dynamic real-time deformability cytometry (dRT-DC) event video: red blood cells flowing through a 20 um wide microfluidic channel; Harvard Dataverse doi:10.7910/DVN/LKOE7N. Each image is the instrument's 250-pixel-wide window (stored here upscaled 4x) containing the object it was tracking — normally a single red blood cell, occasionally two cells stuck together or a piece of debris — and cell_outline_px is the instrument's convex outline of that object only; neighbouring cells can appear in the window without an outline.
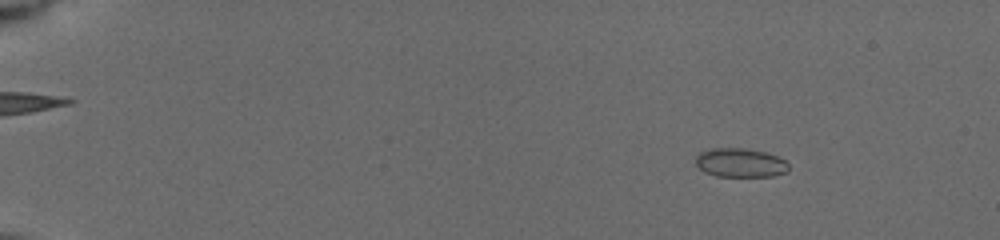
{"species": "common noctule bat (a hibernating species)", "species_latin": "Nyctalus noctula", "temperature_condition": "cold", "stored_images_in_passage": 40, "camera_frame_rate_fps": 3000, "um_per_image_px": 0.085, "animal": {"sex": "female", "body_mass_g": 19.5, "forearm_length_mm": 54.1}, "frame": {"image": 1, "passage_image": 8, "time_ms": 2.667, "image_size_px": [1000, 240], "cell_outline_px": [[788, 172], [772, 176], [716, 176], [704, 172], [696, 164], [696, 156], [700, 152], [712, 148], [740, 148], [764, 152], [776, 156], [784, 160], [788, 164]], "centroid_in_image_um": [62.91, 13.84], "position_along_channel_um": 22.1, "area_um2": 15.55}}
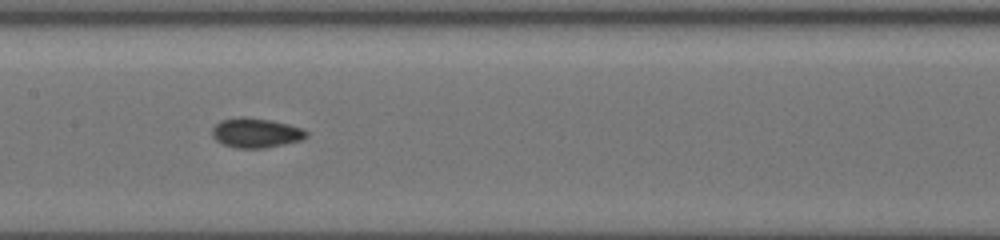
{"frame": {"image": 2, "passage_image": 25, "time_ms": 10.0, "image_size_px": [1000, 240], "cell_outline_px": [[308, 136], [300, 140], [284, 144], [264, 148], [236, 148], [224, 144], [216, 140], [212, 136], [212, 128], [216, 124], [224, 120], [268, 120], [288, 124], [300, 128], [308, 132]], "centroid_in_image_um": [21.78, 11.35], "position_along_channel_um": 185.6, "area_um2": 15.37}}
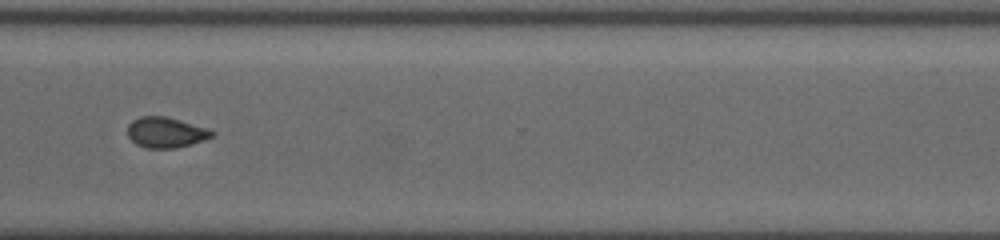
{"frame": {"image": 3, "passage_image": 39, "time_ms": 14.333, "image_size_px": [1000, 240], "cell_outline_px": [[216, 132], [212, 136], [204, 140], [192, 144], [176, 148], [144, 148], [136, 144], [128, 136], [128, 124], [132, 120], [140, 116], [164, 116], [204, 128]], "centroid_in_image_um": [14.05, 11.27], "position_along_channel_um": 356.6, "area_um2": 14.8}}